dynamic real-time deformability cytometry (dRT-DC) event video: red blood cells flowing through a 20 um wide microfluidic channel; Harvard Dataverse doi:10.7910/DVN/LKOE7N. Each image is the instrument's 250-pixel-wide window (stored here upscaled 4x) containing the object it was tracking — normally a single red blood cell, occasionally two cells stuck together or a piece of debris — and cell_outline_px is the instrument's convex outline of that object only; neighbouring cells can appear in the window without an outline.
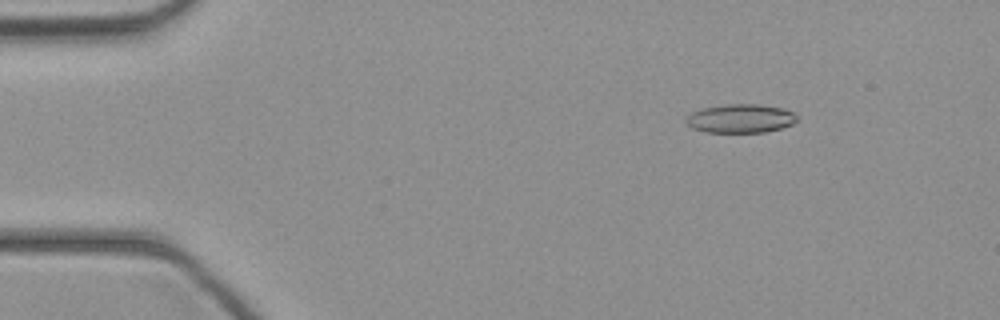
{"species": "common noctule bat (a hibernating species)", "species_latin": "Nyctalus noctula", "temperature_condition": "cold", "stored_images_in_passage": 44, "camera_frame_rate_fps": 3000, "um_per_image_px": 0.085, "animal": {"sex": "female", "body_mass_g": 21.9}, "frame": {"image": 1, "passage_image": 6, "time_ms": 1.667, "image_size_px": [1000, 320], "cell_outline_px": [[796, 120], [792, 124], [780, 128], [764, 132], [704, 132], [692, 128], [684, 120], [692, 112], [704, 108], [728, 104], [760, 104], [784, 108], [792, 112], [796, 116]], "centroid_in_image_um": [62.93, 10.07], "position_along_channel_um": 22.1, "area_um2": 18.44}}
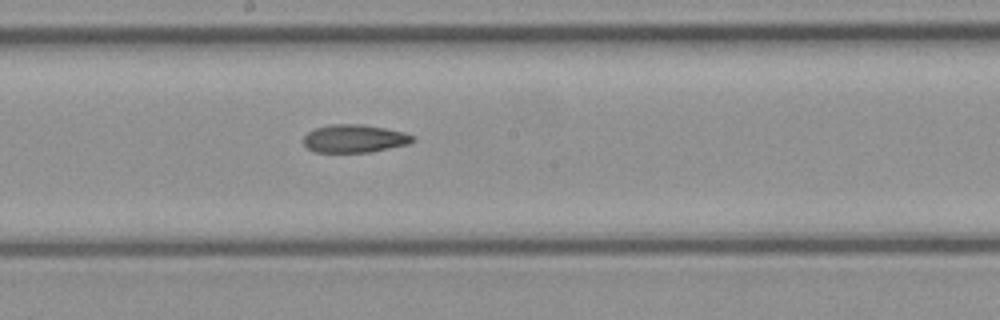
{"frame": {"image": 2, "passage_image": 24, "time_ms": 7.667, "image_size_px": [1000, 320], "cell_outline_px": [[416, 140], [408, 144], [372, 152], [316, 152], [308, 148], [304, 144], [304, 136], [308, 132], [316, 128], [328, 124], [360, 124], [384, 128], [404, 132], [416, 136]], "centroid_in_image_um": [30.16, 11.78], "position_along_channel_um": 218.0, "area_um2": 17.86}}
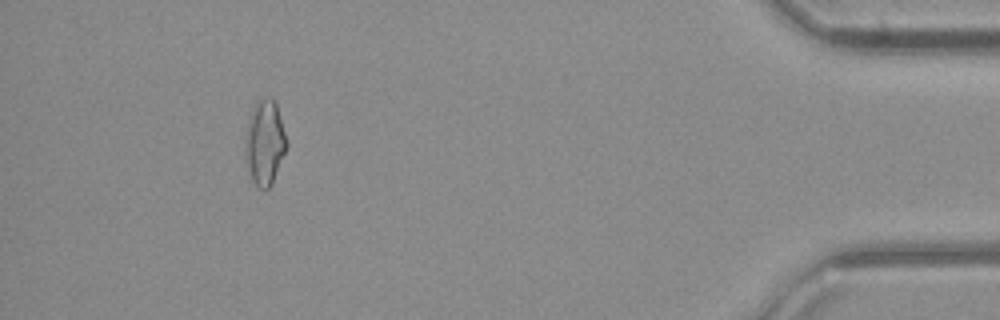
{"frame": {"image": 3, "passage_image": 41, "time_ms": 13.333, "image_size_px": [1000, 320], "cell_outline_px": [[288, 144], [272, 184], [268, 188], [256, 188], [252, 180], [244, 156], [244, 148], [248, 120], [252, 108], [256, 100], [264, 96], [268, 96], [276, 104], [288, 140]], "centroid_in_image_um": [22.49, 12.1], "position_along_channel_um": 412.7, "area_um2": 20.69}}